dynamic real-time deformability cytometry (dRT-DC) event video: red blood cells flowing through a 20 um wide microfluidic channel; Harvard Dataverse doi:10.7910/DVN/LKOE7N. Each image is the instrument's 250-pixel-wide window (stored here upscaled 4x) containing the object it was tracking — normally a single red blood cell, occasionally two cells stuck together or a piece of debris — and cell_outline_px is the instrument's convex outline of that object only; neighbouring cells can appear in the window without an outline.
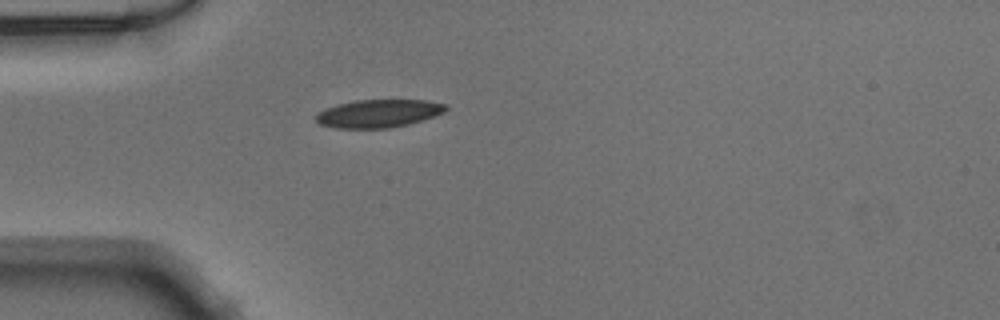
{"species": "Egyptian fruit bat (a non-hibernating species)", "species_latin": "Rousettus aegyptiacus", "temperature_condition": "warm", "stored_images_in_passage": 37, "camera_frame_rate_fps": 3000, "um_per_image_px": 0.085, "animal": {"sex": "male"}, "frame": {"image": 1, "passage_image": 1, "time_ms": 0.0, "image_size_px": [1000, 320], "cell_outline_px": [[448, 108], [444, 112], [408, 124], [388, 128], [336, 128], [320, 124], [316, 120], [316, 112], [324, 108], [356, 100], [424, 100], [448, 104]], "centroid_in_image_um": [32.15, 9.64], "position_along_channel_um": 52.8, "area_um2": 21.04}}
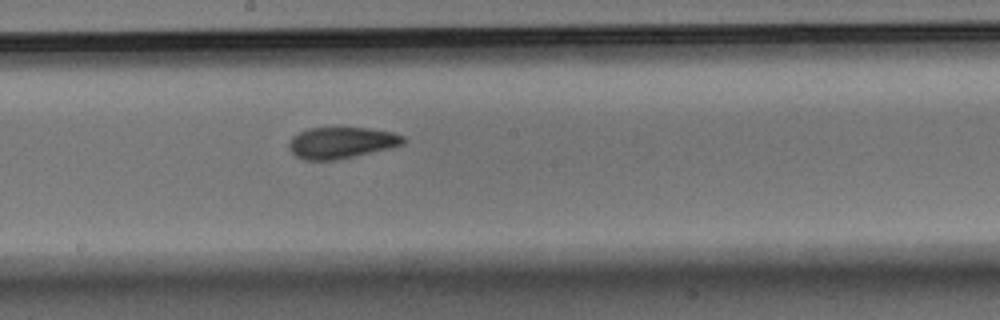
{"frame": {"image": 2, "passage_image": 14, "time_ms": 4.333, "image_size_px": [1000, 320], "cell_outline_px": [[404, 144], [388, 148], [336, 160], [304, 160], [296, 156], [288, 148], [288, 144], [292, 136], [308, 128], [336, 124], [340, 124], [368, 128], [392, 132], [404, 136]], "centroid_in_image_um": [28.97, 12.07], "position_along_channel_um": 219.2, "area_um2": 21.62}}
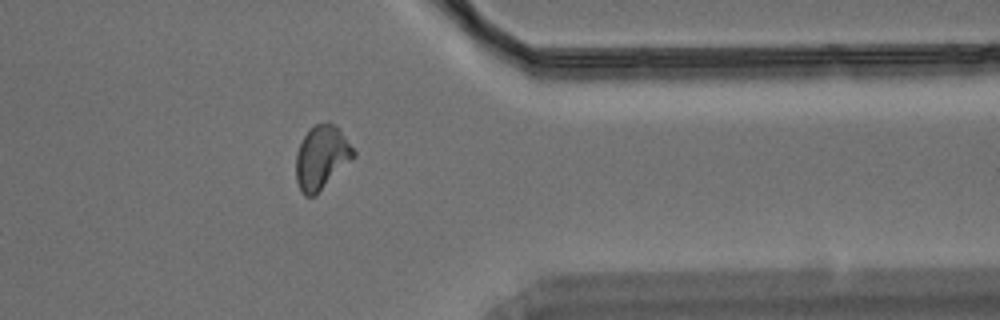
{"frame": {"image": 3, "passage_image": 27, "time_ms": 8.667, "image_size_px": [1000, 320], "cell_outline_px": [[356, 156], [312, 196], [304, 196], [300, 192], [296, 180], [296, 152], [304, 136], [316, 124], [328, 120], [344, 136], [356, 152]], "centroid_in_image_um": [27.31, 13.37], "position_along_channel_um": 384.1, "area_um2": 20.81}}